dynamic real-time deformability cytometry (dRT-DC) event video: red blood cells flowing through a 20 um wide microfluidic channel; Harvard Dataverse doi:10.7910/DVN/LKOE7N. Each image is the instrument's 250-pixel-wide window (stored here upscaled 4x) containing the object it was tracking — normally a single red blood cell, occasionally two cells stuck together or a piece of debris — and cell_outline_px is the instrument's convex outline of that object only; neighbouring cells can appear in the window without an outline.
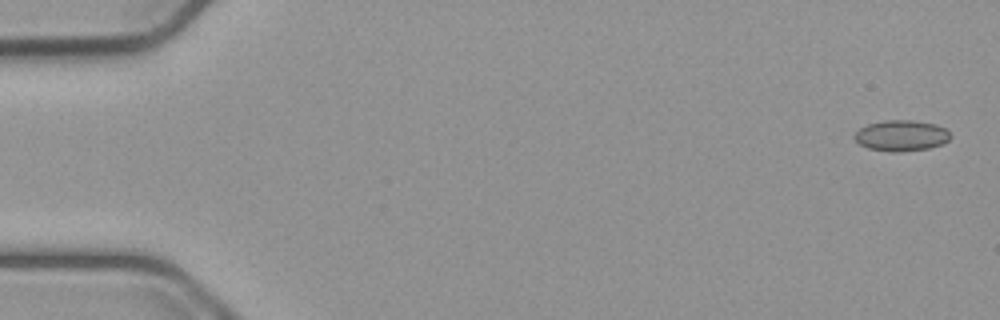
{"species": "common noctule bat (a hibernating species)", "species_latin": "Nyctalus noctula", "temperature_condition": "cold", "stored_images_in_passage": 8, "camera_frame_rate_fps": 3000, "um_per_image_px": 0.085, "animal": {"sex": "male", "body_mass_g": 23.1, "forearm_length_mm": 52.7}, "frame": {"image": 1, "passage_image": 1, "time_ms": 0.0, "image_size_px": [1000, 320], "cell_outline_px": [[952, 136], [948, 140], [940, 144], [928, 148], [900, 152], [888, 152], [868, 148], [860, 144], [852, 136], [860, 128], [868, 124], [884, 120], [912, 120], [932, 124], [944, 128]], "centroid_in_image_um": [76.57, 11.53], "position_along_channel_um": 8.4, "area_um2": 17.11}}